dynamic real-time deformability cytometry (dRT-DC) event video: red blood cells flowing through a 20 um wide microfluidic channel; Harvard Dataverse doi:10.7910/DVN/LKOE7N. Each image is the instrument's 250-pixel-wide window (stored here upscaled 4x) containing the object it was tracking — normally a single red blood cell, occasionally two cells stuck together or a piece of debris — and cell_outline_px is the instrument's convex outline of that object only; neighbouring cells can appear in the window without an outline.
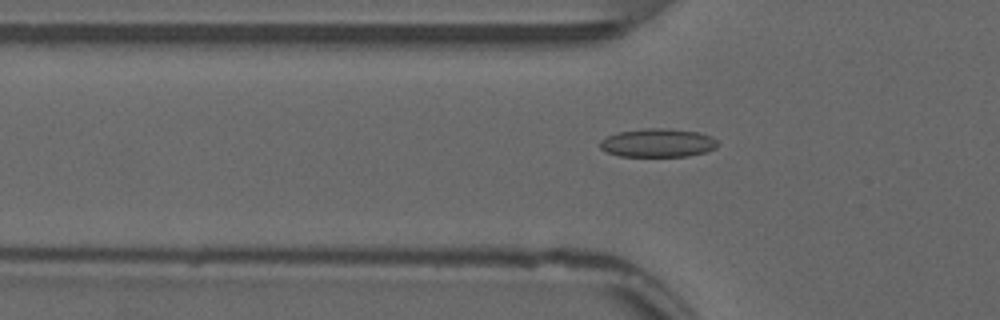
{"species": "common noctule bat (a hibernating species)", "species_latin": "Nyctalus noctula", "temperature_condition": "warm", "stored_images_in_passage": 47, "camera_frame_rate_fps": 3000, "um_per_image_px": 0.085, "animal": {"sex": "male", "forearm_length_mm": 52.5}, "frame": {"image": 1, "passage_image": 18, "time_ms": 5.667, "image_size_px": [1000, 320], "cell_outline_px": [[716, 148], [708, 152], [688, 156], [620, 156], [608, 152], [600, 148], [600, 140], [616, 132], [644, 128], [664, 128], [696, 132], [712, 136], [716, 140]], "centroid_in_image_um": [55.91, 12.14], "position_along_channel_um": 69.9, "area_um2": 19.54}}
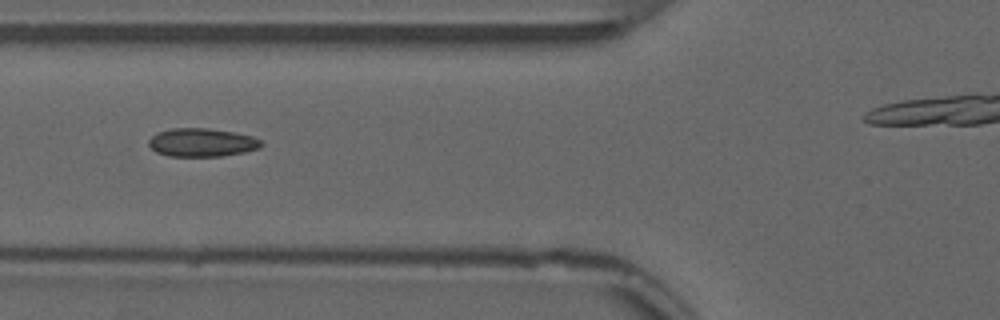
{"frame": {"image": 2, "passage_image": 21, "time_ms": 6.667, "image_size_px": [1000, 320], "cell_outline_px": [[264, 144], [260, 148], [244, 152], [220, 156], [168, 156], [156, 152], [148, 144], [148, 140], [156, 132], [172, 128], [208, 128], [236, 132], [252, 136], [260, 140]], "centroid_in_image_um": [17.16, 12.1], "position_along_channel_um": 108.6, "area_um2": 18.73}}
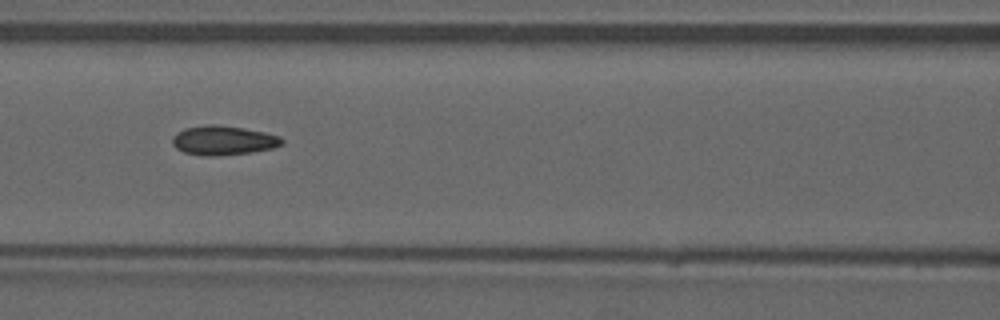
{"frame": {"image": 3, "passage_image": 24, "time_ms": 7.667, "image_size_px": [1000, 320], "cell_outline_px": [[284, 144], [272, 148], [252, 152], [216, 156], [204, 156], [184, 152], [176, 148], [172, 144], [172, 136], [176, 132], [184, 128], [208, 124], [216, 124], [244, 128], [264, 132], [280, 136], [284, 140]], "centroid_in_image_um": [18.97, 11.93], "position_along_channel_um": 147.6, "area_um2": 18.9}}